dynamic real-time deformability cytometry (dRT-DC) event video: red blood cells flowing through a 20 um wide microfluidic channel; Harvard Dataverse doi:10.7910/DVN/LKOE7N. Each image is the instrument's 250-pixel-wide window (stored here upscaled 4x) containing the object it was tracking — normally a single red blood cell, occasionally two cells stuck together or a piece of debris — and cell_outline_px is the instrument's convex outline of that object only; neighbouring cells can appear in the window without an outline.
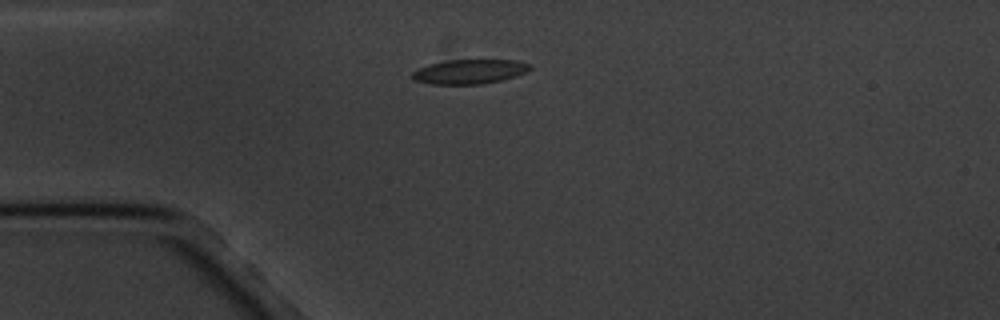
{"species": "common noctule bat (a hibernating species)", "species_latin": "Nyctalus noctula", "temperature_condition": "cold", "stored_images_in_passage": 7, "camera_frame_rate_fps": 3000, "um_per_image_px": 0.085, "animal": {"sex": "male", "body_mass_g": 20.1, "forearm_length_mm": 53.5}, "frame": {"image": 1, "passage_image": 2, "time_ms": 1.0, "image_size_px": [1000, 320], "cell_outline_px": [[532, 68], [516, 76], [500, 80], [480, 84], [432, 84], [412, 80], [412, 72], [416, 68], [428, 64], [448, 60], [516, 60], [532, 64]], "centroid_in_image_um": [39.88, 6.08], "position_along_channel_um": 45.1, "area_um2": 16.82}}
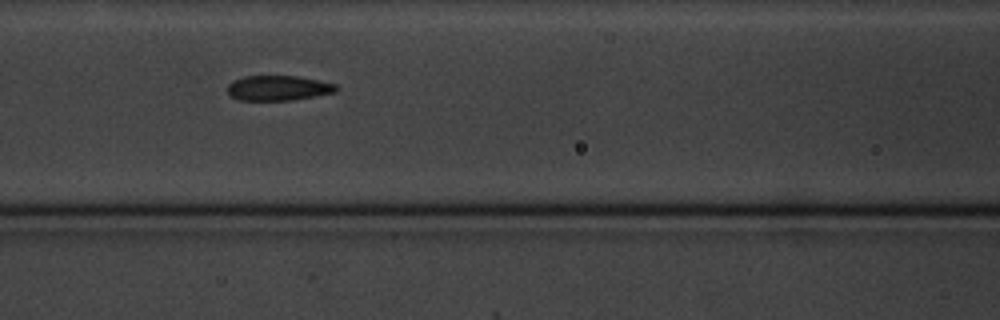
{"frame": {"image": 2, "passage_image": 5, "time_ms": 4.333, "image_size_px": [1000, 320], "cell_outline_px": [[340, 88], [336, 92], [288, 100], [240, 100], [232, 96], [228, 92], [228, 84], [232, 80], [244, 76], [296, 76], [336, 84]], "centroid_in_image_um": [23.63, 7.47], "position_along_channel_um": 143.0, "area_um2": 15.66}}
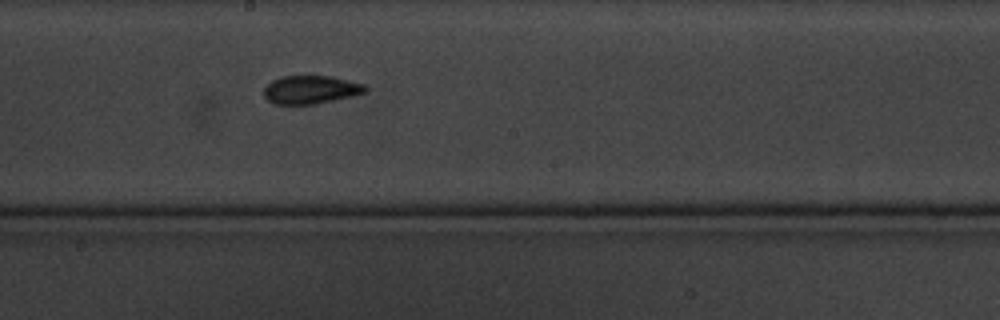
{"frame": {"image": 3, "passage_image": 7, "time_ms": 6.667, "image_size_px": [1000, 320], "cell_outline_px": [[368, 92], [352, 96], [316, 104], [272, 104], [264, 96], [264, 88], [272, 80], [280, 76], [332, 76], [368, 84]], "centroid_in_image_um": [26.46, 7.61], "position_along_channel_um": 221.7, "area_um2": 16.99}}